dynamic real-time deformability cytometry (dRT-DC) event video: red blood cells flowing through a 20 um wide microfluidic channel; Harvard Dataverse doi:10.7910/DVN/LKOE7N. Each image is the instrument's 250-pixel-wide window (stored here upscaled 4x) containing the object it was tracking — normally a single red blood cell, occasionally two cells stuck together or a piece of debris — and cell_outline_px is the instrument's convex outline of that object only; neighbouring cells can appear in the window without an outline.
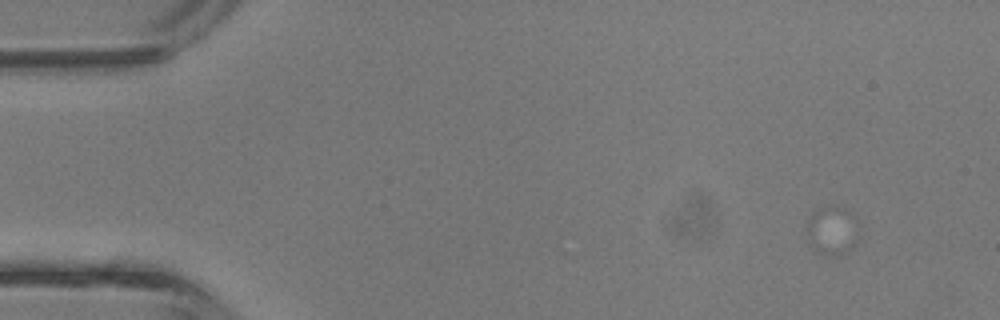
{"species": "common noctule bat (a hibernating species)", "species_latin": "Nyctalus noctula", "temperature_condition": "room temperature", "stored_images_in_passage": 1, "camera_frame_rate_fps": 3000, "um_per_image_px": 0.085, "animal": {"sex": "male", "body_mass_g": 13.3}, "frame": {"image": 1, "passage_image": 1, "time_ms": 0.0, "image_size_px": [1000, 320], "cell_outline_px": [[856, 240], [844, 252], [836, 256], [832, 256], [820, 252], [808, 240], [808, 220], [812, 212], [820, 208], [832, 204], [836, 204], [848, 208], [856, 212]], "centroid_in_image_um": [70.75, 19.48], "position_along_channel_um": 14.2, "area_um2": 14.62}}